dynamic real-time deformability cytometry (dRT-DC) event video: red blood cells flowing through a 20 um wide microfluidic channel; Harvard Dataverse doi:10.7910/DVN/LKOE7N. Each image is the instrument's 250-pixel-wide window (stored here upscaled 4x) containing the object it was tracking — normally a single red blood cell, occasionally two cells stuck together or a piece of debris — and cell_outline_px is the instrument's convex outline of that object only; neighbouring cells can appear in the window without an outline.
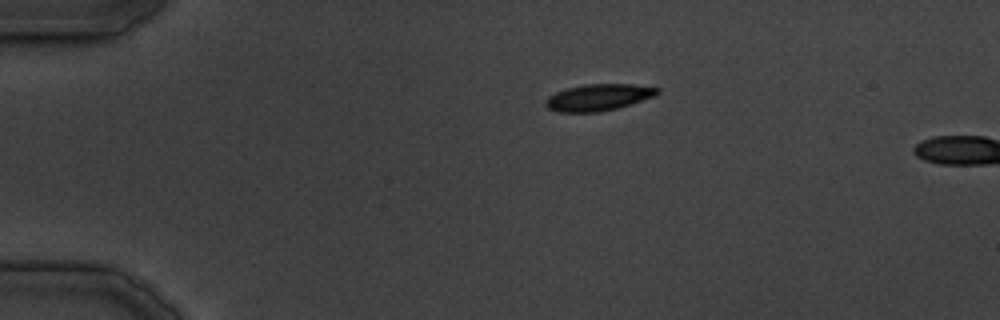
{"species": "common noctule bat (a hibernating species)", "species_latin": "Nyctalus noctula", "temperature_condition": "cold", "stored_images_in_passage": 2, "camera_frame_rate_fps": 3000, "um_per_image_px": 0.085, "animal": {"sex": "male", "body_mass_g": 19.5, "forearm_length_mm": 54.6}, "frame": {"image": 1, "passage_image": 1, "time_ms": 0.0, "image_size_px": [1000, 320], "cell_outline_px": [[660, 92], [656, 96], [632, 104], [616, 108], [596, 112], [560, 112], [548, 108], [544, 104], [548, 96], [556, 92], [568, 88], [584, 84], [632, 84], [660, 88]], "centroid_in_image_um": [50.9, 8.27], "position_along_channel_um": 34.1, "area_um2": 17.34}}